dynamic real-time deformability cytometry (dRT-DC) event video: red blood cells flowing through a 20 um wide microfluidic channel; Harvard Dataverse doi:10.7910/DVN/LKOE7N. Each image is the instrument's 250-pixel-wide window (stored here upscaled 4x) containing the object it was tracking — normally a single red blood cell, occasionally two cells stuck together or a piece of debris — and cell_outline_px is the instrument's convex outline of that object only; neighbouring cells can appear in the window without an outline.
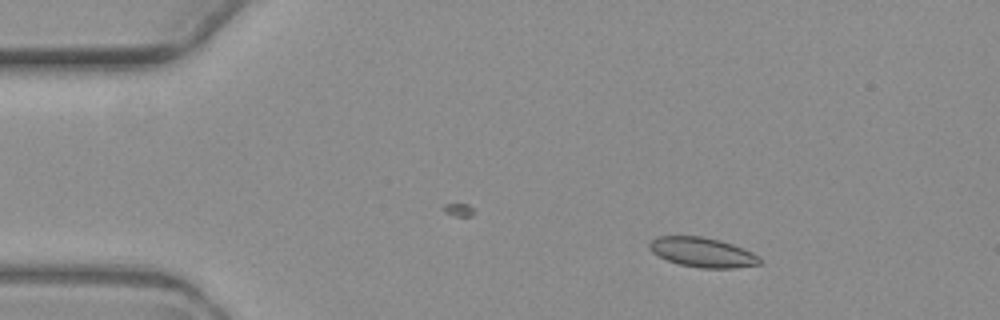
{"species": "common noctule bat (a hibernating species)", "species_latin": "Nyctalus noctula", "temperature_condition": "warm", "stored_images_in_passage": 5, "camera_frame_rate_fps": 3000, "um_per_image_px": 0.085, "animal": {"sex": "female", "body_mass_g": 19.3, "forearm_length_mm": 54.1}, "frame": {"image": 1, "passage_image": 2, "time_ms": 1.333, "image_size_px": [1000, 320], "cell_outline_px": [[760, 264], [732, 268], [700, 268], [680, 264], [668, 260], [652, 252], [648, 248], [648, 244], [656, 236], [704, 236], [720, 240], [732, 244], [752, 252], [760, 260]], "centroid_in_image_um": [59.67, 21.43], "position_along_channel_um": 25.3, "area_um2": 18.9}}